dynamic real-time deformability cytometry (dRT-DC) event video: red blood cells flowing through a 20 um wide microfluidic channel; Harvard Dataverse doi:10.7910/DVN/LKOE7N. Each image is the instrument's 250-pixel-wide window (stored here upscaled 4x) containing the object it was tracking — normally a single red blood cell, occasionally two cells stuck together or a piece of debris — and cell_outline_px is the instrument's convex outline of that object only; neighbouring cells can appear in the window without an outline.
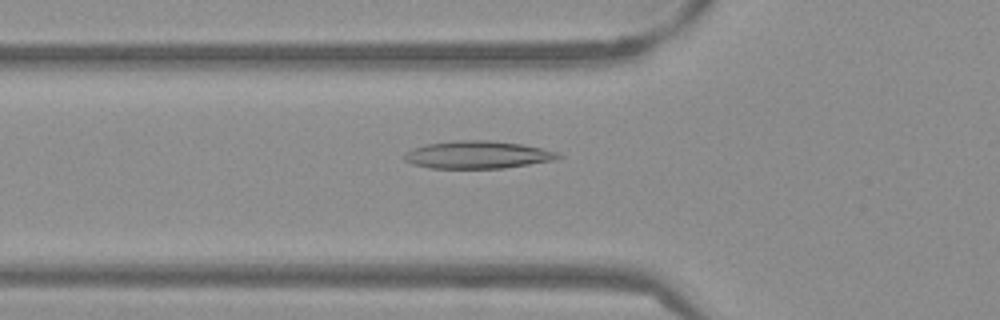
{"species": "Egyptian fruit bat (a non-hibernating species)", "species_latin": "Rousettus aegyptiacus", "temperature_condition": "warm", "stored_images_in_passage": 52, "camera_frame_rate_fps": 3000, "um_per_image_px": 0.085, "frame": {"image": 1, "passage_image": 18, "time_ms": 5.667, "image_size_px": [1000, 320], "cell_outline_px": [[564, 156], [556, 160], [504, 168], [428, 168], [412, 164], [404, 160], [400, 156], [404, 152], [412, 148], [428, 144], [456, 140], [488, 140], [520, 144], [560, 152]], "centroid_in_image_um": [40.57, 13.16], "position_along_channel_um": 85.2, "area_um2": 24.97}}
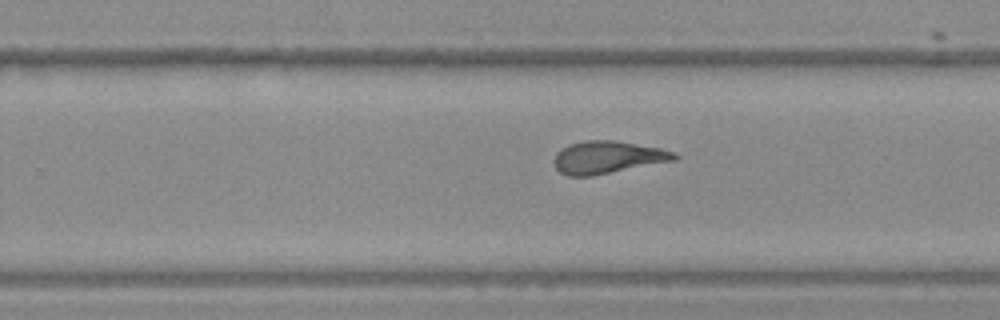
{"frame": {"image": 2, "passage_image": 33, "time_ms": 10.667, "image_size_px": [1000, 320], "cell_outline_px": [[680, 156], [676, 160], [592, 176], [568, 176], [560, 172], [556, 168], [552, 160], [556, 152], [568, 144], [584, 140], [616, 140], [660, 148], [676, 152]], "centroid_in_image_um": [51.64, 13.36], "position_along_channel_um": 278.2, "area_um2": 23.06}}
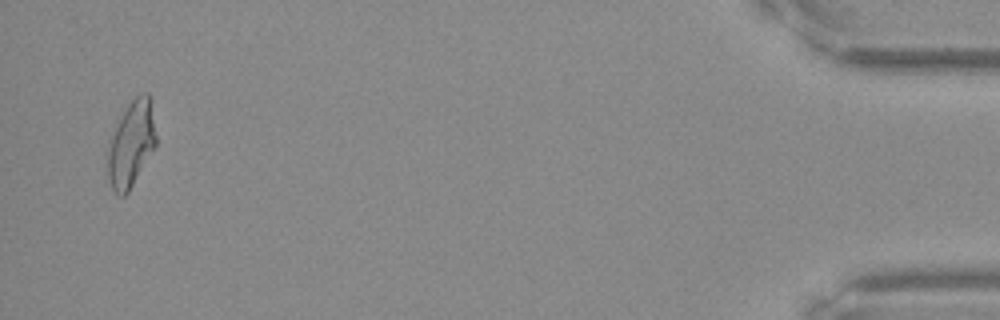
{"frame": {"image": 3, "passage_image": 51, "time_ms": 16.667, "image_size_px": [1000, 320], "cell_outline_px": [[156, 144], [128, 192], [124, 196], [116, 196], [112, 188], [108, 176], [104, 152], [108, 140], [128, 104], [140, 92], [148, 92], [152, 100], [156, 136]], "centroid_in_image_um": [11.11, 12.22], "position_along_channel_um": 424.1, "area_um2": 24.62}, "authors_computed_cell_mechanics": {"area_um2": 23.3512, "velocity_mm_per_s": 3.8395, "shape_relaxation_time_tau1_ms": null, "shape_relaxation_time_tau2_ms": 2.3353, "deformation_change_tau1": null, "deformation_change_tau2": 0.1105}}